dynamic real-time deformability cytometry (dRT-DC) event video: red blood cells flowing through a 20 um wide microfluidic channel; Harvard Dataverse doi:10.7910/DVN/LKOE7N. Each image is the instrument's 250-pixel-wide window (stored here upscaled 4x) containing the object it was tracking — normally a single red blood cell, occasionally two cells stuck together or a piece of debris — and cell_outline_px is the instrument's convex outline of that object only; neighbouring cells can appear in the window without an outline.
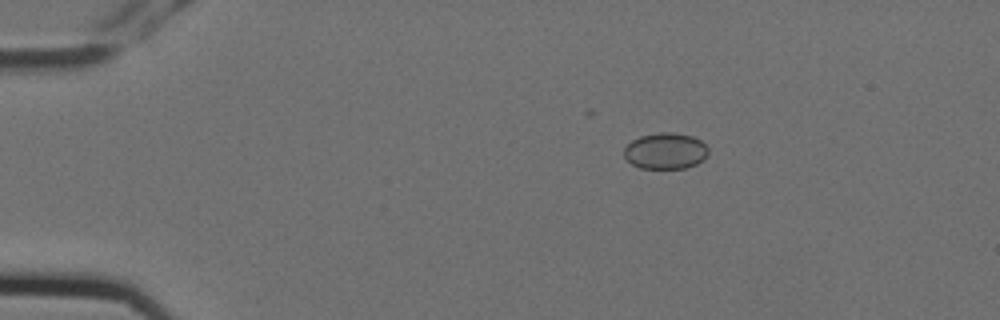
{"species": "Egyptian fruit bat (a non-hibernating species)", "species_latin": "Rousettus aegyptiacus", "temperature_condition": "cold", "stored_images_in_passage": 3, "camera_frame_rate_fps": 3000, "um_per_image_px": 0.085, "animal": {"sex": "female"}, "frame": {"image": 1, "passage_image": 1, "time_ms": 0.0, "image_size_px": [1000, 320], "cell_outline_px": [[708, 152], [704, 160], [696, 164], [684, 168], [640, 168], [632, 164], [624, 156], [624, 148], [632, 140], [640, 136], [660, 132], [672, 132], [692, 136], [700, 140], [708, 148]], "centroid_in_image_um": [56.57, 12.83], "position_along_channel_um": 28.4, "area_um2": 17.74}}